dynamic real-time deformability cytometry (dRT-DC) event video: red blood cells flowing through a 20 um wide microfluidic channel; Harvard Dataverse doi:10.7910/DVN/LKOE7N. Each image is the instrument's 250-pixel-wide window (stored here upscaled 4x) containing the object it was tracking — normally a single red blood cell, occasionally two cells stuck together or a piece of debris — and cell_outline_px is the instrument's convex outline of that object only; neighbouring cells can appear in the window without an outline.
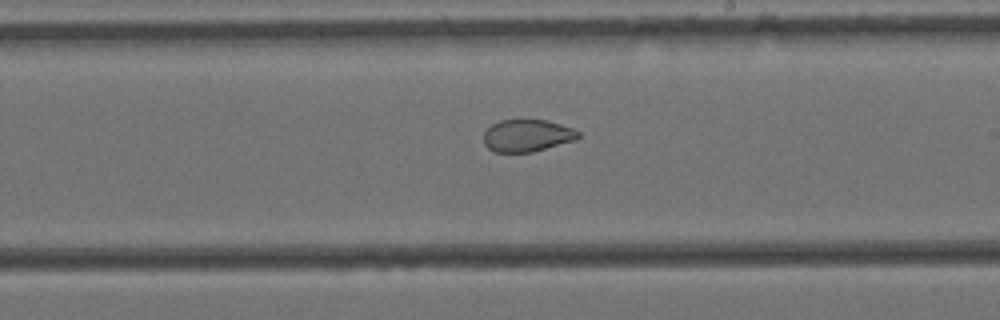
{"species": "Egyptian fruit bat (a non-hibernating species)", "species_latin": "Rousettus aegyptiacus", "temperature_condition": "cold", "stored_images_in_passage": 13, "camera_frame_rate_fps": 3000, "um_per_image_px": 0.085, "animal": {"sex": "female"}, "frame": {"image": 1, "passage_image": 6, "time_ms": 1.667, "image_size_px": [1000, 320], "cell_outline_px": [[580, 136], [576, 140], [532, 152], [492, 152], [484, 144], [484, 132], [492, 124], [500, 120], [548, 120], [572, 128], [580, 132]], "centroid_in_image_um": [44.8, 11.53], "position_along_channel_um": 244.2, "area_um2": 17.8}}